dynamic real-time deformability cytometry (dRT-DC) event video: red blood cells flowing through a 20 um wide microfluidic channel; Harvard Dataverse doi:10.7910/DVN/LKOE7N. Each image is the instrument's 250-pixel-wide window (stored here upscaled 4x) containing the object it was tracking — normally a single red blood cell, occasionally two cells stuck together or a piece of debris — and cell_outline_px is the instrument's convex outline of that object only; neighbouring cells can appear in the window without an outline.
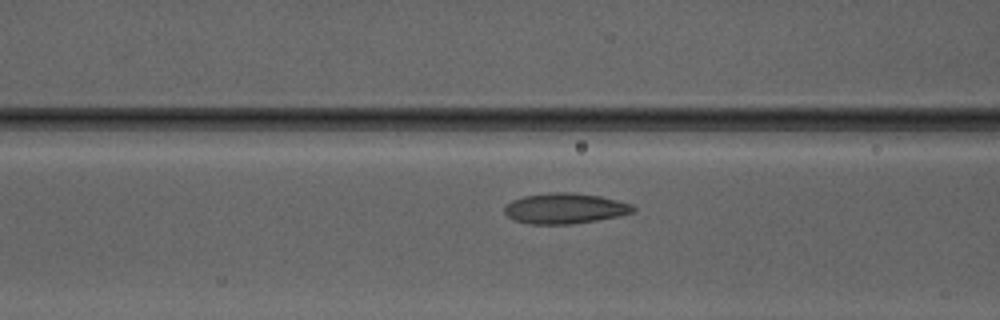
{"species": "Egyptian fruit bat (a non-hibernating species)", "species_latin": "Rousettus aegyptiacus", "temperature_condition": "warm", "stored_images_in_passage": 47, "camera_frame_rate_fps": 3000, "um_per_image_px": 0.085, "animal": {"sex": "male"}, "frame": {"image": 1, "passage_image": 18, "time_ms": 5.667, "image_size_px": [1000, 320], "cell_outline_px": [[636, 208], [632, 212], [620, 216], [572, 224], [532, 224], [512, 220], [504, 212], [504, 204], [512, 200], [524, 196], [548, 192], [572, 192], [600, 196], [632, 204]], "centroid_in_image_um": [47.98, 17.71], "position_along_channel_um": 118.6, "area_um2": 23.0}}
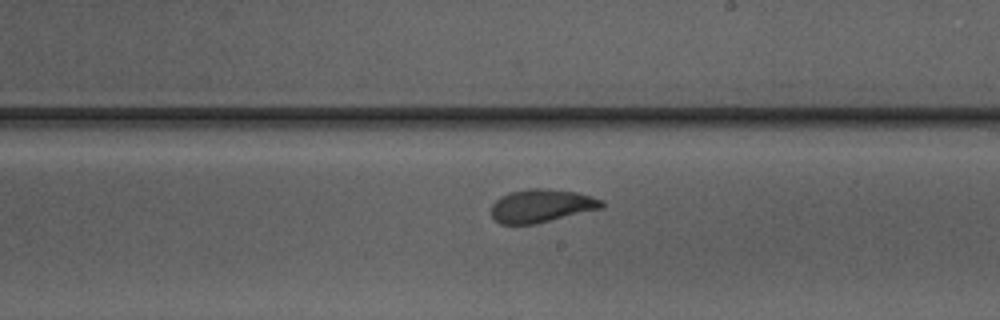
{"frame": {"image": 2, "passage_image": 27, "time_ms": 8.667, "image_size_px": [1000, 320], "cell_outline_px": [[604, 208], [536, 224], [500, 224], [492, 216], [492, 204], [500, 196], [508, 192], [528, 188], [540, 188], [576, 192], [592, 196], [604, 200]], "centroid_in_image_um": [46.05, 17.49], "position_along_channel_um": 243.0, "area_um2": 21.56}}
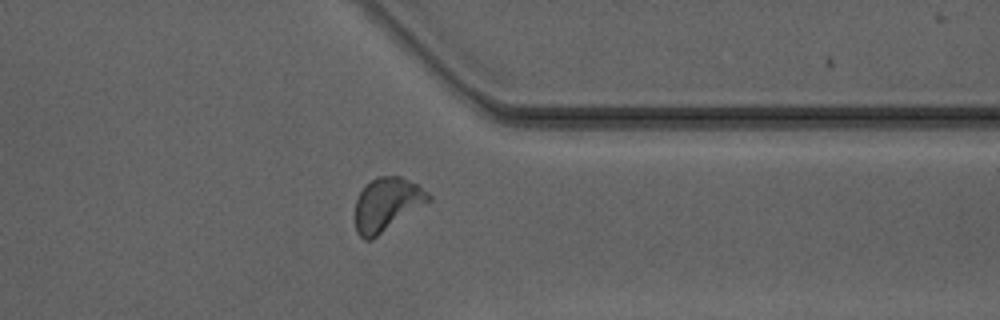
{"frame": {"image": 3, "passage_image": 37, "time_ms": 12.0, "image_size_px": [1000, 320], "cell_outline_px": [[432, 200], [372, 240], [364, 240], [356, 232], [356, 200], [360, 192], [376, 176], [400, 176], [416, 184], [428, 192], [432, 196]], "centroid_in_image_um": [32.9, 17.38], "position_along_channel_um": 378.5, "area_um2": 22.72}, "authors_computed_cell_mechanics": {"area_um2": 21.964, "velocity_mm_per_s": 4.155, "shape_relaxation_time_tau1_ms": 3.574, "shape_relaxation_time_tau2_ms": 1.0237, "deformation_change_tau1": 0.1313, "deformation_change_tau2": 0.0651}}